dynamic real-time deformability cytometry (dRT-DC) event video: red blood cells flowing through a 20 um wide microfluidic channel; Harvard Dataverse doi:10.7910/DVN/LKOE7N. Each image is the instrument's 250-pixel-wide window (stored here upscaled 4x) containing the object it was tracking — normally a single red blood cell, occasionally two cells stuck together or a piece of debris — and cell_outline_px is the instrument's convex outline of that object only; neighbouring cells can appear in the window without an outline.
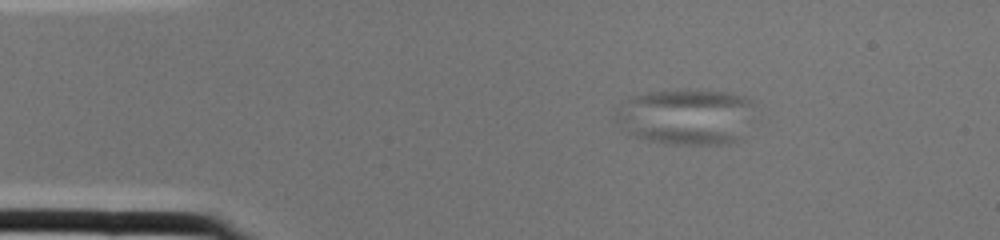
{"species": "common noctule bat (a hibernating species)", "species_latin": "Nyctalus noctula", "temperature_condition": "cold", "stored_images_in_passage": 1, "camera_frame_rate_fps": 3000, "um_per_image_px": 0.085, "animal": {"sex": "female", "body_mass_g": 22.0, "forearm_length_mm": 56.7}, "frame": {"image": 1, "passage_image": 1, "time_ms": 0.0, "image_size_px": [1000, 240], "cell_outline_px": [[752, 104], [744, 140], [728, 144], [664, 144], [644, 140], [628, 136], [612, 116], [616, 108], [620, 104], [632, 96], [648, 92], [732, 92], [744, 96], [752, 100]], "centroid_in_image_um": [58.26, 9.98], "position_along_channel_um": 26.7, "area_um2": 45.6}}